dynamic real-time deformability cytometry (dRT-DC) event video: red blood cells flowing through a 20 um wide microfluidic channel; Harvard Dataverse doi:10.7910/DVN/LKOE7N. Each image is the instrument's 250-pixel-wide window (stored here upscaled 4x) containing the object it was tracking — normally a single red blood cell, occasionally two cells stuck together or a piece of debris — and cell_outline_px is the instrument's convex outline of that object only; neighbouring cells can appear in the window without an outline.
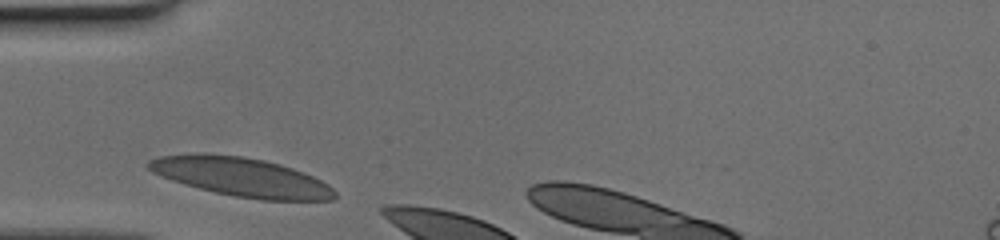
{"species": "human", "species_latin": "Homo sapiens", "temperature_condition": "cold", "stored_images_in_passage": 4, "camera_frame_rate_fps": 3000, "um_per_image_px": 0.085, "donor": {"sex": "female"}, "frame": {"image": 1, "passage_image": 1, "time_ms": 0.0, "image_size_px": [1000, 240], "cell_outline_px": [[336, 196], [332, 200], [260, 200], [236, 196], [216, 192], [200, 188], [172, 180], [160, 176], [152, 172], [144, 164], [148, 160], [160, 156], [192, 152], [204, 152], [240, 156], [260, 160], [292, 168], [312, 176], [328, 184], [336, 192]], "centroid_in_image_um": [20.45, 15.03], "position_along_channel_um": 64.6, "area_um2": 42.02}}